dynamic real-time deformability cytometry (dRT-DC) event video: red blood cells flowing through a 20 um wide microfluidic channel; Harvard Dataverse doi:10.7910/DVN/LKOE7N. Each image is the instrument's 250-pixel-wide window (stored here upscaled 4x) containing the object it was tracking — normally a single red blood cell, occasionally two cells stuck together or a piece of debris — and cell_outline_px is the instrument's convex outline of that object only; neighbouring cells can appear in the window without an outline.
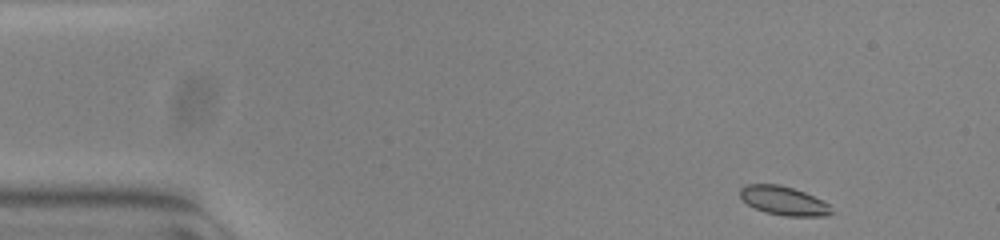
{"species": "common noctule bat (a hibernating species)", "species_latin": "Nyctalus noctula", "temperature_condition": "warm", "stored_images_in_passage": 49, "camera_frame_rate_fps": 3000, "um_per_image_px": 0.085, "animal": {"sex": "female", "body_mass_g": 23.0, "forearm_length_mm": 53.4}, "frame": {"image": 1, "passage_image": 1, "time_ms": 0.0, "image_size_px": [1000, 240], "cell_outline_px": [[836, 212], [828, 216], [784, 216], [764, 212], [748, 204], [740, 196], [740, 188], [748, 184], [780, 184], [804, 192], [828, 204]], "centroid_in_image_um": [66.63, 17.07], "position_along_channel_um": 18.4, "area_um2": 15.32}}
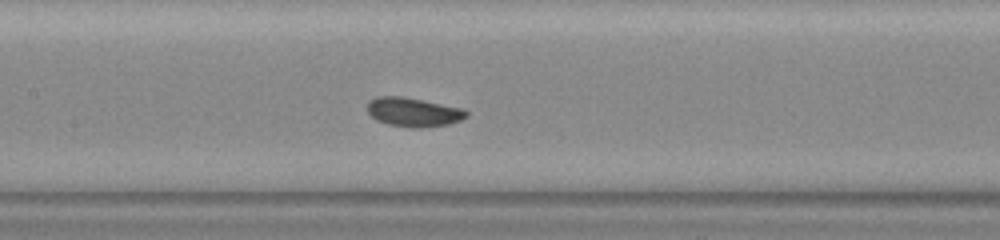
{"frame": {"image": 2, "passage_image": 21, "time_ms": 6.667, "image_size_px": [1000, 240], "cell_outline_px": [[468, 116], [460, 120], [448, 124], [420, 128], [412, 128], [388, 124], [376, 120], [368, 112], [368, 100], [376, 96], [400, 96], [464, 108], [468, 112]], "centroid_in_image_um": [35.14, 9.53], "position_along_channel_um": 172.3, "area_um2": 16.76}}
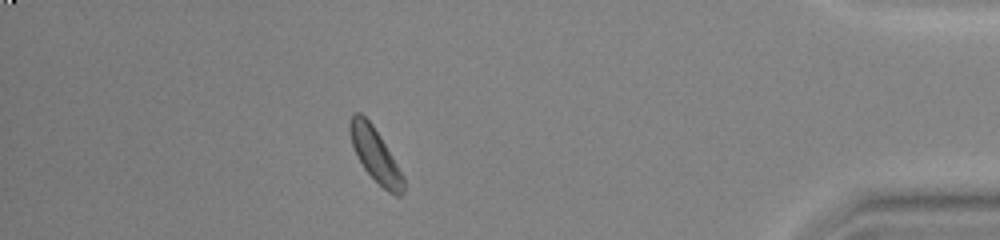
{"frame": {"image": 3, "passage_image": 43, "time_ms": 14.0, "image_size_px": [1000, 240], "cell_outline_px": [[404, 192], [400, 196], [396, 196], [388, 192], [364, 168], [352, 144], [348, 128], [348, 120], [352, 112], [360, 112], [372, 124], [380, 136], [404, 176]], "centroid_in_image_um": [31.89, 13.13], "position_along_channel_um": 403.3, "area_um2": 16.53}}